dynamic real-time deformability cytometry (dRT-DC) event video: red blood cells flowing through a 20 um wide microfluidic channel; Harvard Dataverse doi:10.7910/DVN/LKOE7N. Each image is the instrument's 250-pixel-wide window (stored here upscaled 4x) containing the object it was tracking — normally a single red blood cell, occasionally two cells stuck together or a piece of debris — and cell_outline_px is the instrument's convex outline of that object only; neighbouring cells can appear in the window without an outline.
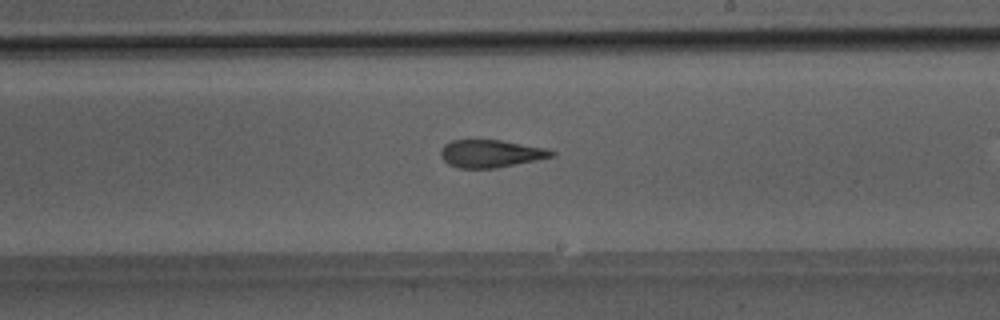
{"species": "Egyptian fruit bat (a non-hibernating species)", "species_latin": "Rousettus aegyptiacus", "temperature_condition": "room temperature", "stored_images_in_passage": 35, "camera_frame_rate_fps": 3000, "um_per_image_px": 0.085, "animal": {"sex": "male"}, "frame": {"image": 1, "passage_image": 25, "time_ms": 8.0, "image_size_px": [1000, 320], "cell_outline_px": [[556, 156], [496, 168], [460, 168], [448, 164], [440, 156], [440, 148], [444, 144], [452, 140], [500, 140], [544, 148], [556, 152]], "centroid_in_image_um": [41.68, 13.06], "position_along_channel_um": 247.3, "area_um2": 17.8}}